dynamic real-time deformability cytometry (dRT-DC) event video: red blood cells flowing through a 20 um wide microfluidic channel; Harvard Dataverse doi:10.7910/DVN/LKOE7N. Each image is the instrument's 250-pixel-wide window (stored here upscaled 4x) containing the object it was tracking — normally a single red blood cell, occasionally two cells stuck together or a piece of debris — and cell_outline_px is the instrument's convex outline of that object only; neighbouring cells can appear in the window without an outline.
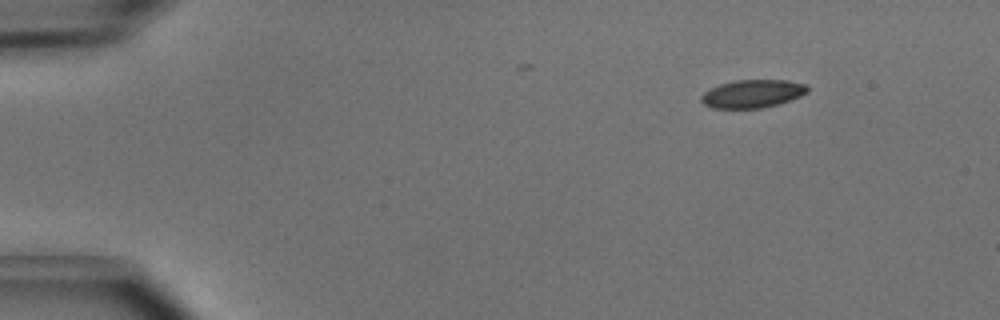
{"species": "common noctule bat (a hibernating species)", "species_latin": "Nyctalus noctula", "temperature_condition": "cold", "stored_images_in_passage": 5, "camera_frame_rate_fps": 3000, "um_per_image_px": 0.085, "animal": {"sex": "male", "body_mass_g": 15.6}, "frame": {"image": 1, "passage_image": 1, "time_ms": 0.0, "image_size_px": [1000, 320], "cell_outline_px": [[808, 92], [800, 96], [776, 104], [760, 108], [712, 108], [704, 104], [700, 100], [700, 96], [704, 92], [720, 84], [736, 80], [788, 80], [808, 84]], "centroid_in_image_um": [63.96, 7.96], "position_along_channel_um": 21.0, "area_um2": 17.28}}